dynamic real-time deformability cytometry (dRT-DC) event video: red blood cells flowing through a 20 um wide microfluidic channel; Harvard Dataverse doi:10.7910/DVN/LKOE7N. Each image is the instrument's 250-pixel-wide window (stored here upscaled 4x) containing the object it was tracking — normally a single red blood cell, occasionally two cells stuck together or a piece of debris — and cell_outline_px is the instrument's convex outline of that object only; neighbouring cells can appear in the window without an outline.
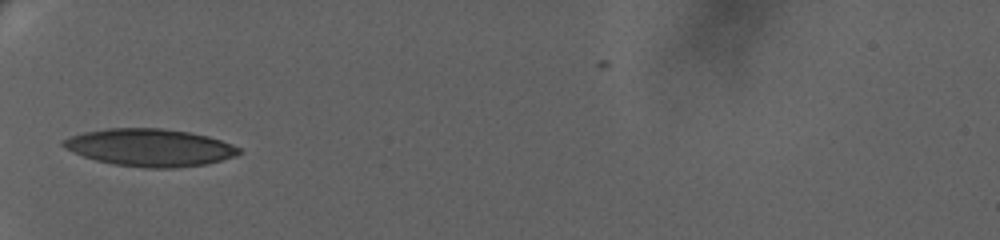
{"species": "human", "species_latin": "Homo sapiens", "temperature_condition": "warm", "stored_images_in_passage": 40, "camera_frame_rate_fps": 3000, "um_per_image_px": 0.085, "donor": {"sex": "female"}, "frame": {"image": 1, "passage_image": 1, "time_ms": 0.0, "image_size_px": [1000, 240], "cell_outline_px": [[244, 152], [236, 156], [208, 164], [176, 168], [144, 168], [116, 164], [96, 160], [84, 156], [64, 148], [60, 144], [64, 140], [72, 136], [84, 132], [108, 128], [160, 128], [188, 132], [208, 136], [232, 144], [240, 148]], "centroid_in_image_um": [12.79, 12.55], "position_along_channel_um": 72.2, "area_um2": 38.32}}
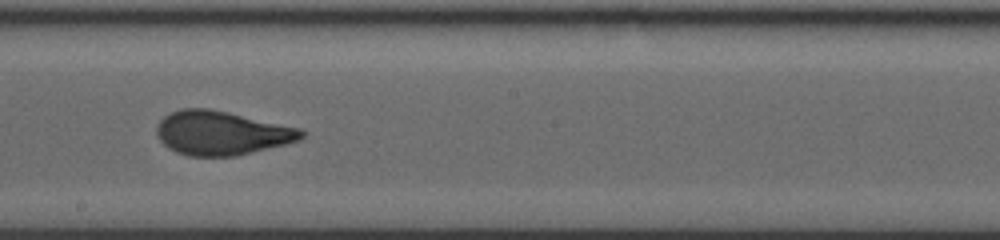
{"frame": {"image": 2, "passage_image": 16, "time_ms": 5.0, "image_size_px": [1000, 240], "cell_outline_px": [[304, 136], [300, 140], [288, 144], [236, 156], [188, 156], [176, 152], [168, 148], [156, 136], [156, 124], [164, 116], [180, 108], [208, 108], [228, 112], [300, 128], [304, 132]], "centroid_in_image_um": [18.81, 11.31], "position_along_channel_um": 229.4, "area_um2": 37.28}}
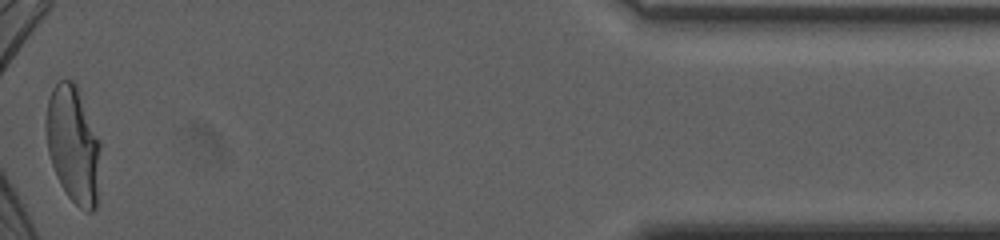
{"frame": {"image": 3, "passage_image": 40, "time_ms": 13.0, "image_size_px": [1000, 240], "cell_outline_px": [[100, 148], [96, 208], [92, 212], [88, 212], [80, 208], [68, 196], [60, 184], [56, 176], [48, 152], [44, 128], [44, 124], [48, 100], [52, 88], [60, 80], [72, 80], [76, 84], [100, 140]], "centroid_in_image_um": [6.2, 12.28], "position_along_channel_um": 429.0, "area_um2": 37.17}, "authors_computed_cell_mechanics": {"area_um2": 36.992, "velocity_mm_per_s": 3.2779, "shape_relaxation_time_tau1_ms": 6.8895, "shape_relaxation_time_tau2_ms": null, "deformation_change_tau1": 0.2106, "deformation_change_tau2": null}}